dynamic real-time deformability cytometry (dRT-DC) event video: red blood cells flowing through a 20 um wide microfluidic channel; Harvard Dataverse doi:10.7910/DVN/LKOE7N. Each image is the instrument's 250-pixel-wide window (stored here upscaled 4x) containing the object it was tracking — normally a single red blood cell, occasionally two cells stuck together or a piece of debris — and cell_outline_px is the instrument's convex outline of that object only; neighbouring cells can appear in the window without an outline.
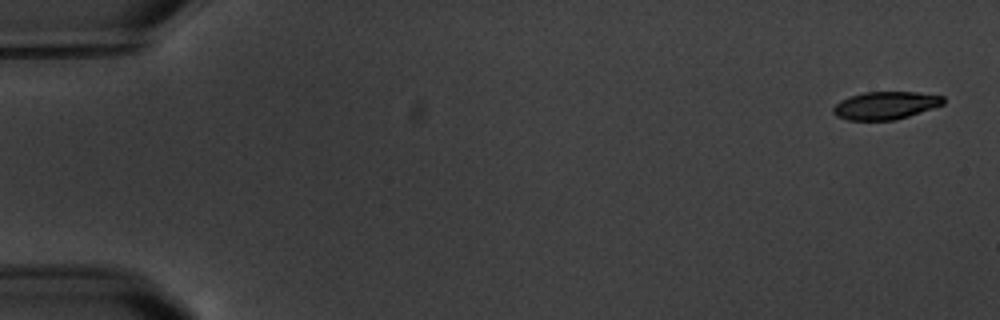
{"species": "common noctule bat (a hibernating species)", "species_latin": "Nyctalus noctula", "temperature_condition": "warm", "stored_images_in_passage": 6, "camera_frame_rate_fps": 3000, "um_per_image_px": 0.085, "animal": {"sex": "male", "body_mass_g": 20.1, "forearm_length_mm": 53.5}, "frame": {"image": 1, "passage_image": 1, "time_ms": 0.0, "image_size_px": [1000, 320], "cell_outline_px": [[944, 104], [908, 116], [892, 120], [848, 120], [836, 116], [832, 112], [832, 108], [840, 100], [848, 96], [864, 92], [916, 92], [944, 96]], "centroid_in_image_um": [75.23, 8.95], "position_along_channel_um": 9.8, "area_um2": 17.8}}